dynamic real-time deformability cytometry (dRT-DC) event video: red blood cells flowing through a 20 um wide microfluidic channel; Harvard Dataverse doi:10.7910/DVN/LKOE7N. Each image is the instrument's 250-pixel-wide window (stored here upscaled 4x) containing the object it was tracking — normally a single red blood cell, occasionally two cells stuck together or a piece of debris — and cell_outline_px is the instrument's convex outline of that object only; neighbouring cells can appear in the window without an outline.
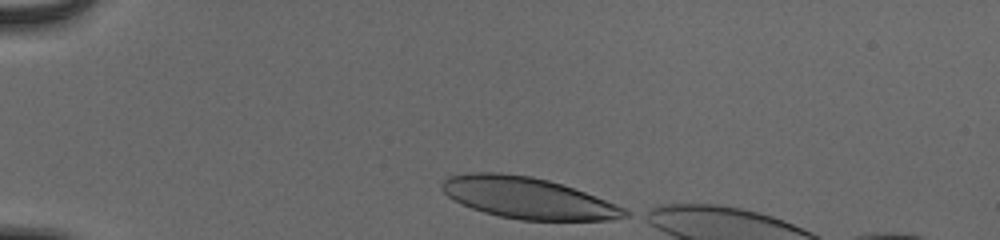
{"species": "human", "species_latin": "Homo sapiens", "temperature_condition": "cold", "stored_images_in_passage": 11, "camera_frame_rate_fps": 3000, "um_per_image_px": 0.085, "donor": {"sex": "male"}, "frame": {"image": 1, "passage_image": 1, "time_ms": 0.0, "image_size_px": [1000, 240], "cell_outline_px": [[632, 216], [612, 220], [520, 220], [500, 216], [484, 212], [472, 208], [448, 196], [440, 188], [440, 184], [448, 176], [468, 172], [500, 172], [532, 176], [548, 180], [584, 192], [624, 208], [632, 212]], "centroid_in_image_um": [44.86, 16.82], "position_along_channel_um": 40.1, "area_um2": 43.87}}
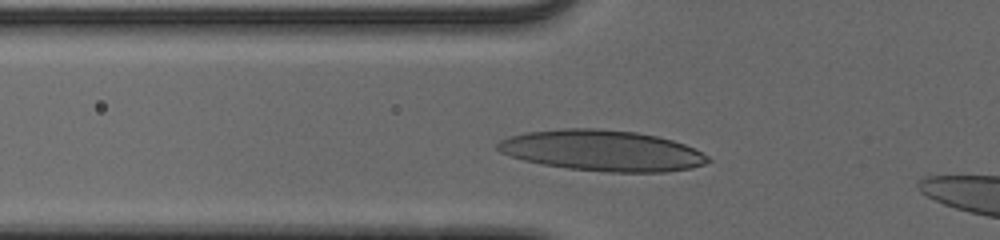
{"frame": {"image": 2, "passage_image": 8, "time_ms": 2.333, "image_size_px": [1000, 240], "cell_outline_px": [[712, 160], [704, 164], [692, 168], [664, 172], [608, 172], [568, 168], [544, 164], [524, 160], [500, 152], [496, 148], [496, 144], [500, 140], [508, 136], [528, 132], [564, 128], [596, 128], [636, 132], [656, 136], [672, 140], [684, 144], [708, 156]], "centroid_in_image_um": [51.18, 12.8], "position_along_channel_um": 74.6, "area_um2": 49.82}}